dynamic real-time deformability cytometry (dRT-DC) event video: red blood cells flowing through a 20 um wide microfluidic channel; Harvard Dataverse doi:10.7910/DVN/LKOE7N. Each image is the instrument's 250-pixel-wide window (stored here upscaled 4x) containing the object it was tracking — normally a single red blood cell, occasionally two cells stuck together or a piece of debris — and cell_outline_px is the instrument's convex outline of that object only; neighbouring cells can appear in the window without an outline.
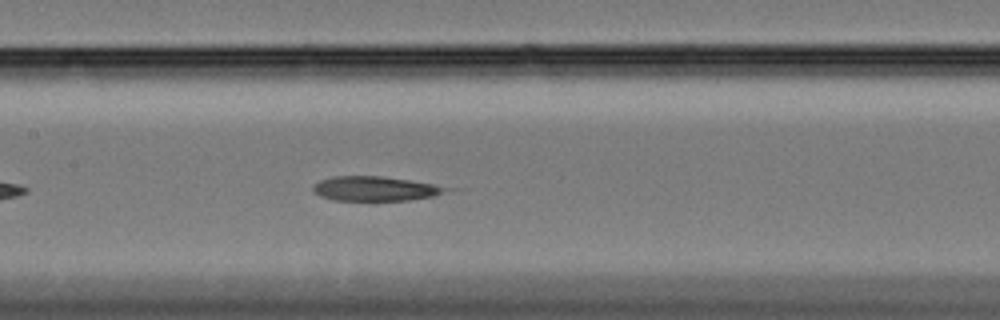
{"species": "Egyptian fruit bat (a non-hibernating species)", "species_latin": "Rousettus aegyptiacus", "temperature_condition": "cold", "stored_images_in_passage": 43, "camera_frame_rate_fps": 3000, "um_per_image_px": 0.085, "animal": {"sex": "female"}, "frame": {"image": 1, "passage_image": 12, "time_ms": 3.667, "image_size_px": [1000, 320], "cell_outline_px": [[460, 188], [436, 196], [408, 200], [336, 200], [320, 196], [312, 192], [312, 188], [320, 180], [332, 176], [380, 176], [408, 180]], "centroid_in_image_um": [31.99, 16.03], "position_along_channel_um": 175.4, "area_um2": 19.25}}
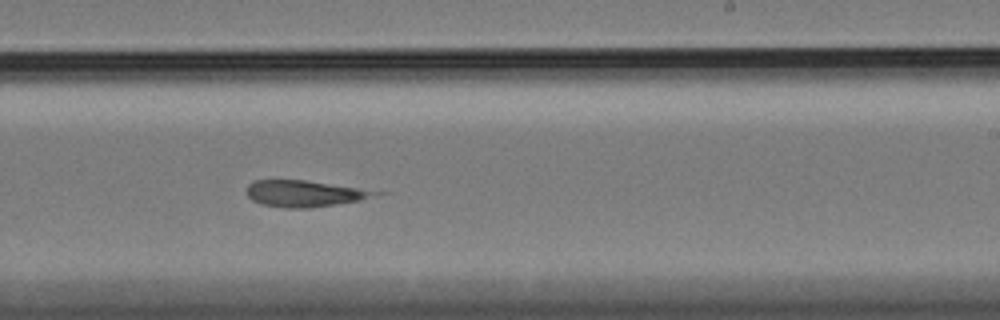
{"frame": {"image": 2, "passage_image": 20, "time_ms": 6.333, "image_size_px": [1000, 320], "cell_outline_px": [[388, 192], [360, 200], [308, 208], [288, 208], [260, 204], [252, 200], [248, 196], [248, 184], [256, 180], [304, 180]], "centroid_in_image_um": [25.9, 16.45], "position_along_channel_um": 263.1, "area_um2": 19.59}}
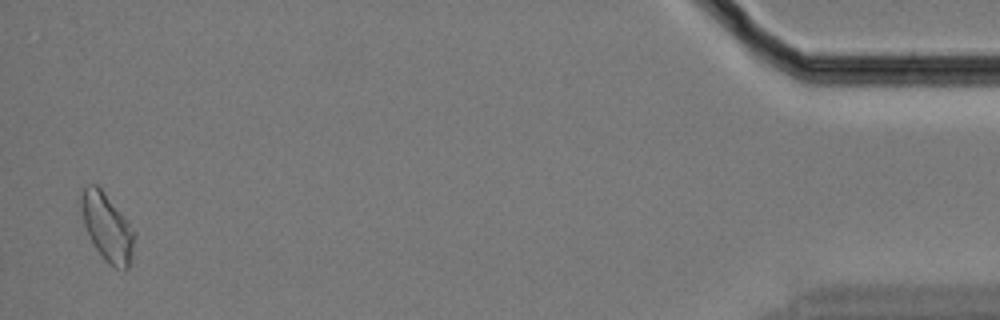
{"frame": {"image": 3, "passage_image": 42, "time_ms": 13.667, "image_size_px": [1000, 320], "cell_outline_px": [[136, 236], [132, 256], [128, 268], [124, 272], [108, 264], [104, 260], [88, 236], [84, 224], [80, 204], [80, 196], [84, 188], [88, 184], [96, 184], [100, 188], [128, 220], [136, 232]], "centroid_in_image_um": [9.13, 19.35], "position_along_channel_um": 426.1, "area_um2": 21.27}, "authors_computed_cell_mechanics": {"area_um2": 20.0566, "velocity_mm_per_s": 3.3088, "shape_relaxation_time_tau1_ms": null, "shape_relaxation_time_tau2_ms": 9.8439, "deformation_change_tau1": null, "deformation_change_tau2": 0.2033}}